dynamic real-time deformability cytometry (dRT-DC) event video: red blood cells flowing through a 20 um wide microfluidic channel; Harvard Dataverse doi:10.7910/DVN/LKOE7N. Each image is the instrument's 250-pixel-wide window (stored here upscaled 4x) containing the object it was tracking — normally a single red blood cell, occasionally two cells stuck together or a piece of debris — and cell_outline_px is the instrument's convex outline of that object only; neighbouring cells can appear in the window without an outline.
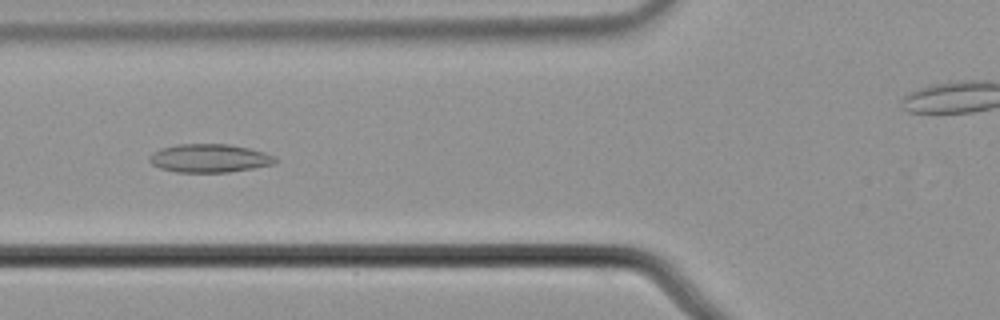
{"species": "common noctule bat (a hibernating species)", "species_latin": "Nyctalus noctula", "temperature_condition": "cold", "stored_images_in_passage": 46, "camera_frame_rate_fps": 3000, "um_per_image_px": 0.085, "animal": {"sex": "male", "body_mass_g": 21.5, "forearm_length_mm": 52.0}, "frame": {"image": 1, "passage_image": 17, "time_ms": 5.333, "image_size_px": [1000, 320], "cell_outline_px": [[280, 160], [276, 164], [228, 172], [176, 172], [160, 168], [152, 164], [148, 160], [148, 156], [152, 152], [160, 148], [176, 144], [228, 144], [248, 148], [264, 152], [276, 156]], "centroid_in_image_um": [17.81, 13.44], "position_along_channel_um": 108.0, "area_um2": 21.04}}
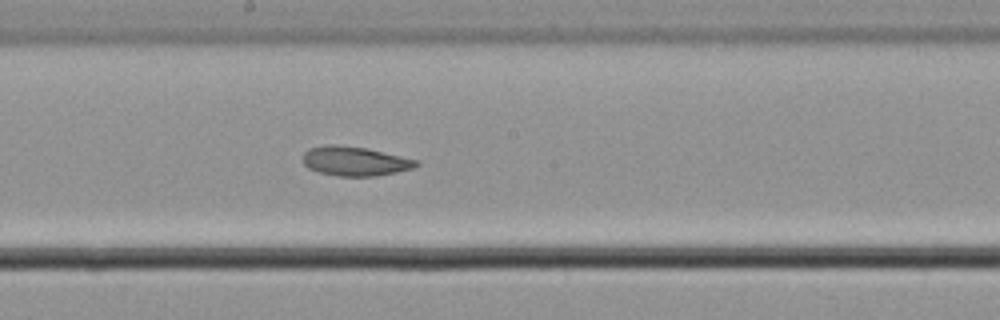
{"frame": {"image": 2, "passage_image": 26, "time_ms": 8.333, "image_size_px": [1000, 320], "cell_outline_px": [[420, 164], [412, 168], [396, 172], [376, 176], [336, 176], [320, 172], [308, 168], [304, 164], [304, 152], [308, 148], [324, 144], [336, 144], [368, 148], [420, 160]], "centroid_in_image_um": [30.18, 13.68], "position_along_channel_um": 218.0, "area_um2": 19.59}}
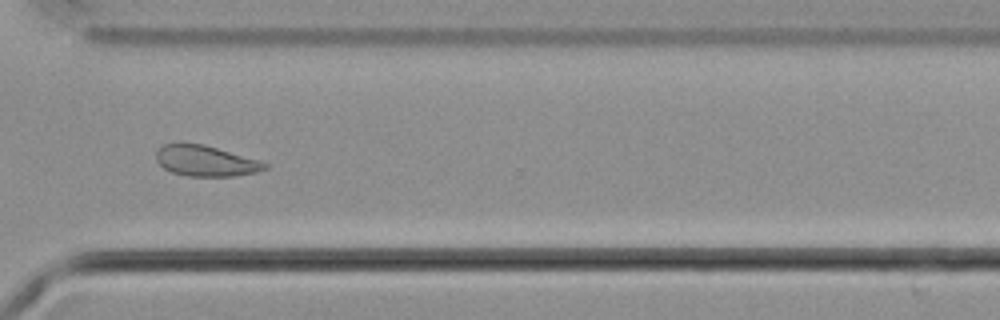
{"frame": {"image": 3, "passage_image": 37, "time_ms": 12.0, "image_size_px": [1000, 320], "cell_outline_px": [[268, 168], [256, 172], [236, 176], [188, 176], [172, 172], [164, 168], [156, 160], [156, 152], [164, 144], [204, 144], [256, 160], [268, 164]], "centroid_in_image_um": [17.47, 13.69], "position_along_channel_um": 353.1, "area_um2": 19.02}, "authors_computed_cell_mechanics": {"area_um2": 21.097, "velocity_mm_per_s": 3.6673, "shape_relaxation_time_tau1_ms": null, "shape_relaxation_time_tau2_ms": 9.949, "deformation_change_tau1": null, "deformation_change_tau2": 0.061}}